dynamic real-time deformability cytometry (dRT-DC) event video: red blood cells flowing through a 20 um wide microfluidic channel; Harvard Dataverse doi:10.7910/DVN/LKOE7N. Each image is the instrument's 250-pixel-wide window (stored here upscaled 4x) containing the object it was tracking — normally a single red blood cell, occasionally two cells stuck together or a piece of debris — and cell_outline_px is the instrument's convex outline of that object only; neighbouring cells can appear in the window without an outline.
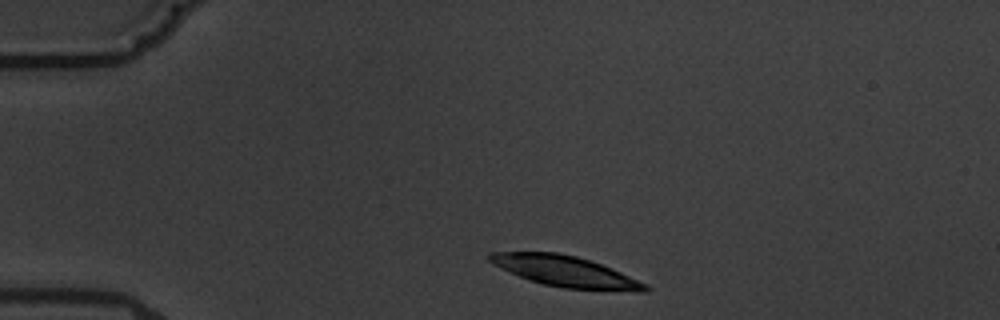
{"species": "common noctule bat (a hibernating species)", "species_latin": "Nyctalus noctula", "temperature_condition": "warm", "stored_images_in_passage": 3, "camera_frame_rate_fps": 3000, "um_per_image_px": 0.085, "animal": {"sex": "male", "body_mass_g": 19.5, "forearm_length_mm": 54.6}, "frame": {"image": 1, "passage_image": 1, "time_ms": 0.0, "image_size_px": [1000, 320], "cell_outline_px": [[652, 288], [648, 292], [636, 292], [564, 288], [544, 284], [528, 280], [500, 268], [492, 264], [484, 256], [488, 252], [556, 252], [576, 256], [612, 268], [648, 284]], "centroid_in_image_um": [48.07, 23.08], "position_along_channel_um": 36.9, "area_um2": 28.26}}
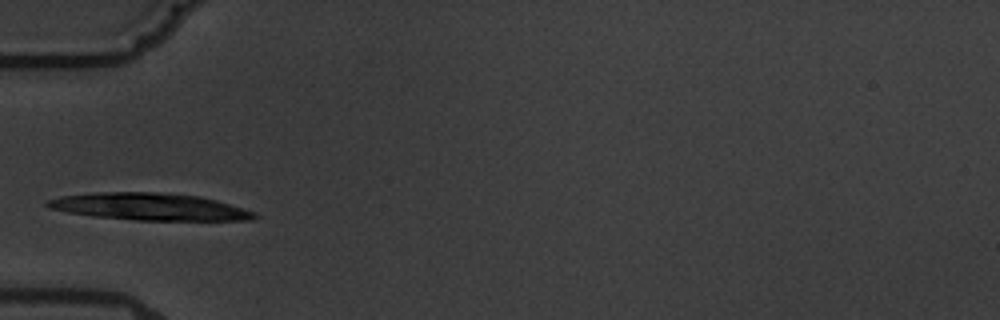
{"frame": {"image": 2, "passage_image": 3, "time_ms": 2.333, "image_size_px": [1000, 320], "cell_outline_px": [[260, 216], [252, 220], [136, 220], [92, 216], [68, 212], [52, 208], [44, 204], [44, 200], [60, 196], [92, 192], [156, 192], [200, 196], [216, 200], [256, 212]], "centroid_in_image_um": [12.69, 17.56], "position_along_channel_um": 72.3, "area_um2": 32.77}}